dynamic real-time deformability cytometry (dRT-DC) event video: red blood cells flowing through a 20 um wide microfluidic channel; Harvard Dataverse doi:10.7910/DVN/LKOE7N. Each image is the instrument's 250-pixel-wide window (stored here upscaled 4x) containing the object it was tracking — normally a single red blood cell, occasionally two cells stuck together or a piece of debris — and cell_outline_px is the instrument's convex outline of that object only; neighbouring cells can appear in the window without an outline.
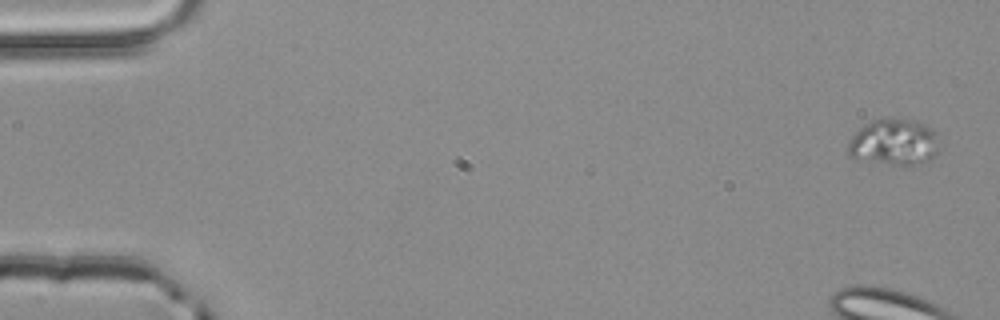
{"species": "common noctule bat (a hibernating species)", "species_latin": "Nyctalus noctula", "temperature_condition": "room temperature", "stored_images_in_passage": 5, "camera_frame_rate_fps": 3000, "um_per_image_px": 0.085, "animal": {"sex": "male", "body_mass_g": 20.4}, "frame": {"image": 1, "passage_image": 1, "time_ms": 0.0, "image_size_px": [1000, 320], "cell_outline_px": [[936, 152], [928, 160], [920, 164], [896, 164], [856, 160], [848, 152], [848, 140], [864, 124], [872, 120], [888, 116], [916, 120], [932, 128], [936, 148]], "centroid_in_image_um": [75.91, 12.05], "position_along_channel_um": 9.1, "area_um2": 24.51}}